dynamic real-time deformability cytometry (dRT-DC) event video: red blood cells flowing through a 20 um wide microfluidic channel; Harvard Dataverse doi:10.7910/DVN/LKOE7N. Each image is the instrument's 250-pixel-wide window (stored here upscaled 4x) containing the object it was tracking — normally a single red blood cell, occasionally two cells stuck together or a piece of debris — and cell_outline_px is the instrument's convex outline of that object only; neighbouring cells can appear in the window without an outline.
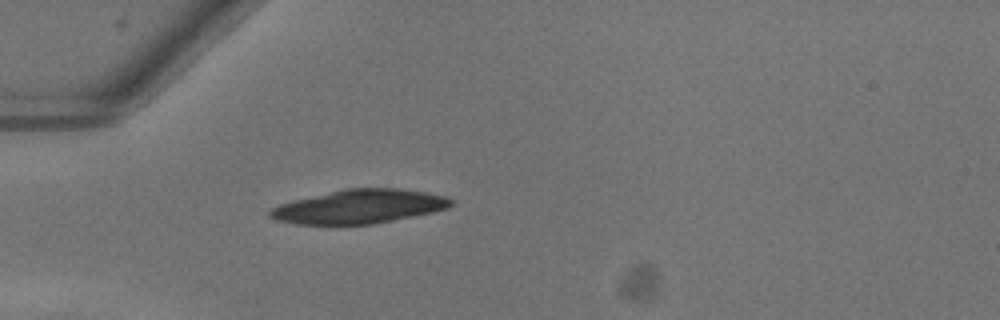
{"species": "common noctule bat (a hibernating species)", "species_latin": "Nyctalus noctula", "temperature_condition": "warm", "stored_images_in_passage": 36, "camera_frame_rate_fps": 3000, "um_per_image_px": 0.085, "animal": {"sex": "female"}, "frame": {"image": 1, "passage_image": 1, "time_ms": 0.0, "image_size_px": [1000, 320], "cell_outline_px": [[452, 204], [448, 208], [432, 212], [372, 224], [296, 224], [276, 220], [268, 216], [268, 212], [272, 208], [280, 204], [344, 188], [400, 188], [448, 196], [452, 200]], "centroid_in_image_um": [30.54, 17.55], "position_along_channel_um": 54.5, "area_um2": 35.43}}
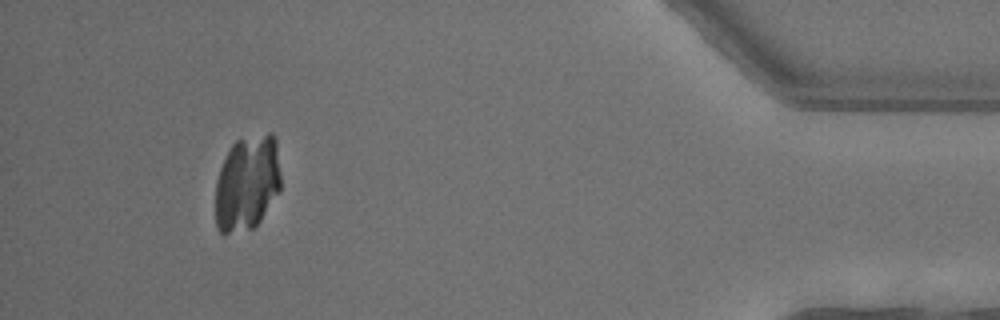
{"frame": {"image": 2, "passage_image": 33, "time_ms": 10.667, "image_size_px": [1000, 320], "cell_outline_px": [[280, 188], [260, 220], [252, 228], [228, 232], [220, 232], [216, 228], [216, 180], [220, 168], [232, 144], [236, 140], [268, 132], [272, 132], [276, 136], [280, 176]], "centroid_in_image_um": [21.01, 15.51], "position_along_channel_um": 414.2, "area_um2": 36.07}}